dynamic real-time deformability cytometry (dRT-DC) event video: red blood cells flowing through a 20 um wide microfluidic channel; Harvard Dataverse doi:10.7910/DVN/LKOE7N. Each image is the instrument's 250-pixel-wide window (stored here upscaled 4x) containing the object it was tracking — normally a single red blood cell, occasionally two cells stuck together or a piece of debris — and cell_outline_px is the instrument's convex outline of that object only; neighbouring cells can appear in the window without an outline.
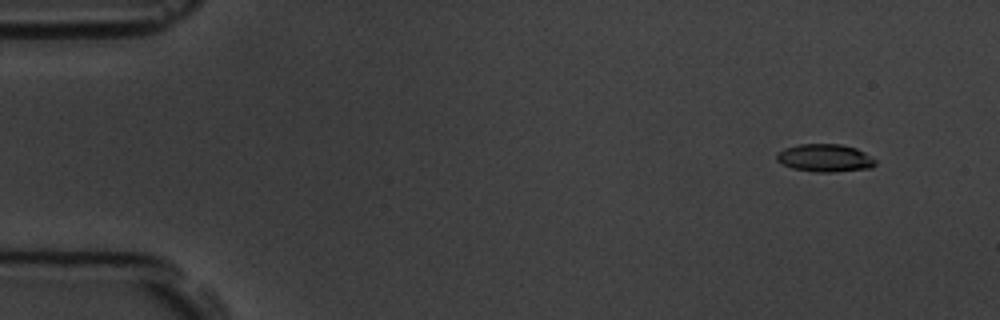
{"species": "common noctule bat (a hibernating species)", "species_latin": "Nyctalus noctula", "temperature_condition": "room temperature", "stored_images_in_passage": 3, "camera_frame_rate_fps": 3000, "um_per_image_px": 0.085, "animal": {"sex": "male", "body_mass_g": 19.5, "forearm_length_mm": 54.6}, "frame": {"image": 1, "passage_image": 3, "time_ms": 2.333, "image_size_px": [1000, 320], "cell_outline_px": [[876, 164], [872, 168], [832, 172], [816, 172], [792, 168], [776, 160], [776, 156], [784, 148], [800, 144], [840, 144], [856, 148], [872, 156], [876, 160]], "centroid_in_image_um": [70.16, 13.43], "position_along_channel_um": 14.8, "area_um2": 15.95}}